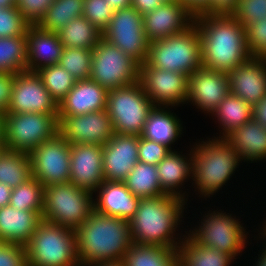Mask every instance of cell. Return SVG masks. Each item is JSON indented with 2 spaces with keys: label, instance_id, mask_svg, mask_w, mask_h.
<instances>
[{
  "label": "cell",
  "instance_id": "c3c4849f",
  "mask_svg": "<svg viewBox=\"0 0 266 266\" xmlns=\"http://www.w3.org/2000/svg\"><path fill=\"white\" fill-rule=\"evenodd\" d=\"M237 7V0H209L208 9L202 15H231Z\"/></svg>",
  "mask_w": 266,
  "mask_h": 266
},
{
  "label": "cell",
  "instance_id": "52a82bcc",
  "mask_svg": "<svg viewBox=\"0 0 266 266\" xmlns=\"http://www.w3.org/2000/svg\"><path fill=\"white\" fill-rule=\"evenodd\" d=\"M92 194L70 181L45 186L42 220L76 230L94 210Z\"/></svg>",
  "mask_w": 266,
  "mask_h": 266
},
{
  "label": "cell",
  "instance_id": "db71d44e",
  "mask_svg": "<svg viewBox=\"0 0 266 266\" xmlns=\"http://www.w3.org/2000/svg\"><path fill=\"white\" fill-rule=\"evenodd\" d=\"M114 11L131 6V0H105Z\"/></svg>",
  "mask_w": 266,
  "mask_h": 266
},
{
  "label": "cell",
  "instance_id": "f1b7e54d",
  "mask_svg": "<svg viewBox=\"0 0 266 266\" xmlns=\"http://www.w3.org/2000/svg\"><path fill=\"white\" fill-rule=\"evenodd\" d=\"M122 261L125 266H178V251L164 246L133 242Z\"/></svg>",
  "mask_w": 266,
  "mask_h": 266
},
{
  "label": "cell",
  "instance_id": "11a10c76",
  "mask_svg": "<svg viewBox=\"0 0 266 266\" xmlns=\"http://www.w3.org/2000/svg\"><path fill=\"white\" fill-rule=\"evenodd\" d=\"M5 129H4V115L0 113V149H4Z\"/></svg>",
  "mask_w": 266,
  "mask_h": 266
},
{
  "label": "cell",
  "instance_id": "83f0119b",
  "mask_svg": "<svg viewBox=\"0 0 266 266\" xmlns=\"http://www.w3.org/2000/svg\"><path fill=\"white\" fill-rule=\"evenodd\" d=\"M177 154L175 151H170L166 157L161 160L157 166L158 178L161 189L169 195L177 196L184 199V195L176 192V187L182 185L183 181L193 174V157L189 160ZM188 161V162H187ZM190 161V162H189Z\"/></svg>",
  "mask_w": 266,
  "mask_h": 266
},
{
  "label": "cell",
  "instance_id": "8d00e7d4",
  "mask_svg": "<svg viewBox=\"0 0 266 266\" xmlns=\"http://www.w3.org/2000/svg\"><path fill=\"white\" fill-rule=\"evenodd\" d=\"M44 186L33 176L12 189L9 205L17 210L43 213Z\"/></svg>",
  "mask_w": 266,
  "mask_h": 266
},
{
  "label": "cell",
  "instance_id": "3957f363",
  "mask_svg": "<svg viewBox=\"0 0 266 266\" xmlns=\"http://www.w3.org/2000/svg\"><path fill=\"white\" fill-rule=\"evenodd\" d=\"M184 202L185 199L169 194L140 199L135 215L129 220L133 242L177 249L179 243L172 235Z\"/></svg>",
  "mask_w": 266,
  "mask_h": 266
},
{
  "label": "cell",
  "instance_id": "1f68e13d",
  "mask_svg": "<svg viewBox=\"0 0 266 266\" xmlns=\"http://www.w3.org/2000/svg\"><path fill=\"white\" fill-rule=\"evenodd\" d=\"M32 177L30 155L25 152L0 149V182L11 189Z\"/></svg>",
  "mask_w": 266,
  "mask_h": 266
},
{
  "label": "cell",
  "instance_id": "484cf974",
  "mask_svg": "<svg viewBox=\"0 0 266 266\" xmlns=\"http://www.w3.org/2000/svg\"><path fill=\"white\" fill-rule=\"evenodd\" d=\"M224 139L242 160L256 161L266 158V127L254 118L236 128Z\"/></svg>",
  "mask_w": 266,
  "mask_h": 266
},
{
  "label": "cell",
  "instance_id": "680465c9",
  "mask_svg": "<svg viewBox=\"0 0 266 266\" xmlns=\"http://www.w3.org/2000/svg\"><path fill=\"white\" fill-rule=\"evenodd\" d=\"M256 266H266V250L262 253L261 257L258 259Z\"/></svg>",
  "mask_w": 266,
  "mask_h": 266
},
{
  "label": "cell",
  "instance_id": "e0dca14e",
  "mask_svg": "<svg viewBox=\"0 0 266 266\" xmlns=\"http://www.w3.org/2000/svg\"><path fill=\"white\" fill-rule=\"evenodd\" d=\"M103 149L95 144H70L69 181L91 193L104 182Z\"/></svg>",
  "mask_w": 266,
  "mask_h": 266
},
{
  "label": "cell",
  "instance_id": "5b68a950",
  "mask_svg": "<svg viewBox=\"0 0 266 266\" xmlns=\"http://www.w3.org/2000/svg\"><path fill=\"white\" fill-rule=\"evenodd\" d=\"M145 63L161 70L189 76L202 66L200 32L193 22L184 32L150 42Z\"/></svg>",
  "mask_w": 266,
  "mask_h": 266
},
{
  "label": "cell",
  "instance_id": "ac0fdd59",
  "mask_svg": "<svg viewBox=\"0 0 266 266\" xmlns=\"http://www.w3.org/2000/svg\"><path fill=\"white\" fill-rule=\"evenodd\" d=\"M194 17L181 1H165L143 16L144 32L150 42L165 39L184 32L193 24Z\"/></svg>",
  "mask_w": 266,
  "mask_h": 266
},
{
  "label": "cell",
  "instance_id": "9c48e42d",
  "mask_svg": "<svg viewBox=\"0 0 266 266\" xmlns=\"http://www.w3.org/2000/svg\"><path fill=\"white\" fill-rule=\"evenodd\" d=\"M58 124V118L54 114L5 113L4 148L30 154L58 133Z\"/></svg>",
  "mask_w": 266,
  "mask_h": 266
},
{
  "label": "cell",
  "instance_id": "d6a6232c",
  "mask_svg": "<svg viewBox=\"0 0 266 266\" xmlns=\"http://www.w3.org/2000/svg\"><path fill=\"white\" fill-rule=\"evenodd\" d=\"M58 36L64 48L72 47L93 50L102 38V32L84 16H81L68 22L58 32Z\"/></svg>",
  "mask_w": 266,
  "mask_h": 266
},
{
  "label": "cell",
  "instance_id": "8fae6325",
  "mask_svg": "<svg viewBox=\"0 0 266 266\" xmlns=\"http://www.w3.org/2000/svg\"><path fill=\"white\" fill-rule=\"evenodd\" d=\"M102 37L143 64L150 41L144 32L143 16L132 6L116 10Z\"/></svg>",
  "mask_w": 266,
  "mask_h": 266
},
{
  "label": "cell",
  "instance_id": "7dc6e473",
  "mask_svg": "<svg viewBox=\"0 0 266 266\" xmlns=\"http://www.w3.org/2000/svg\"><path fill=\"white\" fill-rule=\"evenodd\" d=\"M15 80L14 73L0 72V113H7Z\"/></svg>",
  "mask_w": 266,
  "mask_h": 266
},
{
  "label": "cell",
  "instance_id": "836d02e7",
  "mask_svg": "<svg viewBox=\"0 0 266 266\" xmlns=\"http://www.w3.org/2000/svg\"><path fill=\"white\" fill-rule=\"evenodd\" d=\"M223 127V138L253 118V107L238 96L229 93L213 110ZM225 133V134H224Z\"/></svg>",
  "mask_w": 266,
  "mask_h": 266
},
{
  "label": "cell",
  "instance_id": "f5cc1de1",
  "mask_svg": "<svg viewBox=\"0 0 266 266\" xmlns=\"http://www.w3.org/2000/svg\"><path fill=\"white\" fill-rule=\"evenodd\" d=\"M12 189L0 182V208L9 205Z\"/></svg>",
  "mask_w": 266,
  "mask_h": 266
},
{
  "label": "cell",
  "instance_id": "60d3db41",
  "mask_svg": "<svg viewBox=\"0 0 266 266\" xmlns=\"http://www.w3.org/2000/svg\"><path fill=\"white\" fill-rule=\"evenodd\" d=\"M83 14L100 32L109 26L114 9L105 0H84Z\"/></svg>",
  "mask_w": 266,
  "mask_h": 266
},
{
  "label": "cell",
  "instance_id": "816d5d0a",
  "mask_svg": "<svg viewBox=\"0 0 266 266\" xmlns=\"http://www.w3.org/2000/svg\"><path fill=\"white\" fill-rule=\"evenodd\" d=\"M253 118L266 127V96L253 106Z\"/></svg>",
  "mask_w": 266,
  "mask_h": 266
},
{
  "label": "cell",
  "instance_id": "4dcf8cb0",
  "mask_svg": "<svg viewBox=\"0 0 266 266\" xmlns=\"http://www.w3.org/2000/svg\"><path fill=\"white\" fill-rule=\"evenodd\" d=\"M123 182L140 199L166 195L160 187L156 165L138 161Z\"/></svg>",
  "mask_w": 266,
  "mask_h": 266
},
{
  "label": "cell",
  "instance_id": "bcb514c9",
  "mask_svg": "<svg viewBox=\"0 0 266 266\" xmlns=\"http://www.w3.org/2000/svg\"><path fill=\"white\" fill-rule=\"evenodd\" d=\"M0 266H28L25 246L0 242Z\"/></svg>",
  "mask_w": 266,
  "mask_h": 266
},
{
  "label": "cell",
  "instance_id": "7c38bea8",
  "mask_svg": "<svg viewBox=\"0 0 266 266\" xmlns=\"http://www.w3.org/2000/svg\"><path fill=\"white\" fill-rule=\"evenodd\" d=\"M32 176L44 187L69 182L70 143L59 133L30 154Z\"/></svg>",
  "mask_w": 266,
  "mask_h": 266
},
{
  "label": "cell",
  "instance_id": "d590c367",
  "mask_svg": "<svg viewBox=\"0 0 266 266\" xmlns=\"http://www.w3.org/2000/svg\"><path fill=\"white\" fill-rule=\"evenodd\" d=\"M27 66V33L0 38V72L21 73Z\"/></svg>",
  "mask_w": 266,
  "mask_h": 266
},
{
  "label": "cell",
  "instance_id": "6da1fadb",
  "mask_svg": "<svg viewBox=\"0 0 266 266\" xmlns=\"http://www.w3.org/2000/svg\"><path fill=\"white\" fill-rule=\"evenodd\" d=\"M194 23L200 32L203 67L228 73L250 58L245 27L232 15H197Z\"/></svg>",
  "mask_w": 266,
  "mask_h": 266
},
{
  "label": "cell",
  "instance_id": "f6af8a7d",
  "mask_svg": "<svg viewBox=\"0 0 266 266\" xmlns=\"http://www.w3.org/2000/svg\"><path fill=\"white\" fill-rule=\"evenodd\" d=\"M54 0H16V7L24 18L36 25Z\"/></svg>",
  "mask_w": 266,
  "mask_h": 266
},
{
  "label": "cell",
  "instance_id": "e575fe53",
  "mask_svg": "<svg viewBox=\"0 0 266 266\" xmlns=\"http://www.w3.org/2000/svg\"><path fill=\"white\" fill-rule=\"evenodd\" d=\"M83 4L84 0H54L36 25L58 33L68 22L82 16Z\"/></svg>",
  "mask_w": 266,
  "mask_h": 266
},
{
  "label": "cell",
  "instance_id": "8992f818",
  "mask_svg": "<svg viewBox=\"0 0 266 266\" xmlns=\"http://www.w3.org/2000/svg\"><path fill=\"white\" fill-rule=\"evenodd\" d=\"M199 144L192 150L193 175L200 193L204 197L220 189L237 168L240 156L221 137ZM239 161V162H238Z\"/></svg>",
  "mask_w": 266,
  "mask_h": 266
},
{
  "label": "cell",
  "instance_id": "91938a15",
  "mask_svg": "<svg viewBox=\"0 0 266 266\" xmlns=\"http://www.w3.org/2000/svg\"><path fill=\"white\" fill-rule=\"evenodd\" d=\"M263 232H265V234H264V236L266 235V226L264 227V231Z\"/></svg>",
  "mask_w": 266,
  "mask_h": 266
},
{
  "label": "cell",
  "instance_id": "ba28073f",
  "mask_svg": "<svg viewBox=\"0 0 266 266\" xmlns=\"http://www.w3.org/2000/svg\"><path fill=\"white\" fill-rule=\"evenodd\" d=\"M154 107L139 81L108 91L106 110L114 133L141 136L148 115Z\"/></svg>",
  "mask_w": 266,
  "mask_h": 266
},
{
  "label": "cell",
  "instance_id": "44dd1931",
  "mask_svg": "<svg viewBox=\"0 0 266 266\" xmlns=\"http://www.w3.org/2000/svg\"><path fill=\"white\" fill-rule=\"evenodd\" d=\"M227 74L230 93L252 107L266 96V58L250 57Z\"/></svg>",
  "mask_w": 266,
  "mask_h": 266
},
{
  "label": "cell",
  "instance_id": "74e56055",
  "mask_svg": "<svg viewBox=\"0 0 266 266\" xmlns=\"http://www.w3.org/2000/svg\"><path fill=\"white\" fill-rule=\"evenodd\" d=\"M36 73L58 104L74 87L76 82V79L59 64L43 67Z\"/></svg>",
  "mask_w": 266,
  "mask_h": 266
},
{
  "label": "cell",
  "instance_id": "b9f144b4",
  "mask_svg": "<svg viewBox=\"0 0 266 266\" xmlns=\"http://www.w3.org/2000/svg\"><path fill=\"white\" fill-rule=\"evenodd\" d=\"M231 15L246 28L258 19H266V0H237V7Z\"/></svg>",
  "mask_w": 266,
  "mask_h": 266
},
{
  "label": "cell",
  "instance_id": "5bb4252c",
  "mask_svg": "<svg viewBox=\"0 0 266 266\" xmlns=\"http://www.w3.org/2000/svg\"><path fill=\"white\" fill-rule=\"evenodd\" d=\"M138 81L154 106H175L187 100L189 76L181 72L161 70L143 63L139 66Z\"/></svg>",
  "mask_w": 266,
  "mask_h": 266
},
{
  "label": "cell",
  "instance_id": "7bdbcfd3",
  "mask_svg": "<svg viewBox=\"0 0 266 266\" xmlns=\"http://www.w3.org/2000/svg\"><path fill=\"white\" fill-rule=\"evenodd\" d=\"M245 30L250 57L266 58V19H258Z\"/></svg>",
  "mask_w": 266,
  "mask_h": 266
},
{
  "label": "cell",
  "instance_id": "d4e9b609",
  "mask_svg": "<svg viewBox=\"0 0 266 266\" xmlns=\"http://www.w3.org/2000/svg\"><path fill=\"white\" fill-rule=\"evenodd\" d=\"M42 221V214L17 210L11 205L0 208V242L25 246Z\"/></svg>",
  "mask_w": 266,
  "mask_h": 266
},
{
  "label": "cell",
  "instance_id": "f907efd6",
  "mask_svg": "<svg viewBox=\"0 0 266 266\" xmlns=\"http://www.w3.org/2000/svg\"><path fill=\"white\" fill-rule=\"evenodd\" d=\"M194 15H202L208 9L209 0H180Z\"/></svg>",
  "mask_w": 266,
  "mask_h": 266
},
{
  "label": "cell",
  "instance_id": "7a4b0ae2",
  "mask_svg": "<svg viewBox=\"0 0 266 266\" xmlns=\"http://www.w3.org/2000/svg\"><path fill=\"white\" fill-rule=\"evenodd\" d=\"M75 232L82 266L122 260L133 243L129 221L95 210Z\"/></svg>",
  "mask_w": 266,
  "mask_h": 266
},
{
  "label": "cell",
  "instance_id": "ffe728a7",
  "mask_svg": "<svg viewBox=\"0 0 266 266\" xmlns=\"http://www.w3.org/2000/svg\"><path fill=\"white\" fill-rule=\"evenodd\" d=\"M230 93L228 74L203 66L189 75L188 97L201 110L212 113Z\"/></svg>",
  "mask_w": 266,
  "mask_h": 266
},
{
  "label": "cell",
  "instance_id": "4316f807",
  "mask_svg": "<svg viewBox=\"0 0 266 266\" xmlns=\"http://www.w3.org/2000/svg\"><path fill=\"white\" fill-rule=\"evenodd\" d=\"M181 129L179 119L173 113L155 106L148 115L141 136L171 150L169 145L179 137Z\"/></svg>",
  "mask_w": 266,
  "mask_h": 266
},
{
  "label": "cell",
  "instance_id": "f35d334b",
  "mask_svg": "<svg viewBox=\"0 0 266 266\" xmlns=\"http://www.w3.org/2000/svg\"><path fill=\"white\" fill-rule=\"evenodd\" d=\"M93 50L82 48H63L59 65L66 69L76 80L90 78Z\"/></svg>",
  "mask_w": 266,
  "mask_h": 266
},
{
  "label": "cell",
  "instance_id": "d6986e66",
  "mask_svg": "<svg viewBox=\"0 0 266 266\" xmlns=\"http://www.w3.org/2000/svg\"><path fill=\"white\" fill-rule=\"evenodd\" d=\"M138 135L114 133L103 146V172L106 181L123 182L138 159Z\"/></svg>",
  "mask_w": 266,
  "mask_h": 266
},
{
  "label": "cell",
  "instance_id": "9f6ffc18",
  "mask_svg": "<svg viewBox=\"0 0 266 266\" xmlns=\"http://www.w3.org/2000/svg\"><path fill=\"white\" fill-rule=\"evenodd\" d=\"M92 266H125V265L122 260H118V261L102 262L94 264Z\"/></svg>",
  "mask_w": 266,
  "mask_h": 266
},
{
  "label": "cell",
  "instance_id": "7402d4cb",
  "mask_svg": "<svg viewBox=\"0 0 266 266\" xmlns=\"http://www.w3.org/2000/svg\"><path fill=\"white\" fill-rule=\"evenodd\" d=\"M108 91L91 79L76 80L74 87L58 104V122L64 116H78L106 109Z\"/></svg>",
  "mask_w": 266,
  "mask_h": 266
},
{
  "label": "cell",
  "instance_id": "9a60e30c",
  "mask_svg": "<svg viewBox=\"0 0 266 266\" xmlns=\"http://www.w3.org/2000/svg\"><path fill=\"white\" fill-rule=\"evenodd\" d=\"M33 112L54 114L58 118V103L36 72L16 73L7 113Z\"/></svg>",
  "mask_w": 266,
  "mask_h": 266
},
{
  "label": "cell",
  "instance_id": "ab89813d",
  "mask_svg": "<svg viewBox=\"0 0 266 266\" xmlns=\"http://www.w3.org/2000/svg\"><path fill=\"white\" fill-rule=\"evenodd\" d=\"M30 25L16 6L0 8V38L22 36Z\"/></svg>",
  "mask_w": 266,
  "mask_h": 266
},
{
  "label": "cell",
  "instance_id": "ee69618b",
  "mask_svg": "<svg viewBox=\"0 0 266 266\" xmlns=\"http://www.w3.org/2000/svg\"><path fill=\"white\" fill-rule=\"evenodd\" d=\"M170 151L172 150L165 145L139 136L138 159L140 162L157 165Z\"/></svg>",
  "mask_w": 266,
  "mask_h": 266
},
{
  "label": "cell",
  "instance_id": "30bf717a",
  "mask_svg": "<svg viewBox=\"0 0 266 266\" xmlns=\"http://www.w3.org/2000/svg\"><path fill=\"white\" fill-rule=\"evenodd\" d=\"M140 64L103 37L93 49L90 78L102 87L115 89L139 79Z\"/></svg>",
  "mask_w": 266,
  "mask_h": 266
},
{
  "label": "cell",
  "instance_id": "277c9868",
  "mask_svg": "<svg viewBox=\"0 0 266 266\" xmlns=\"http://www.w3.org/2000/svg\"><path fill=\"white\" fill-rule=\"evenodd\" d=\"M28 266H81L74 229L42 220L25 245Z\"/></svg>",
  "mask_w": 266,
  "mask_h": 266
},
{
  "label": "cell",
  "instance_id": "603a6c76",
  "mask_svg": "<svg viewBox=\"0 0 266 266\" xmlns=\"http://www.w3.org/2000/svg\"><path fill=\"white\" fill-rule=\"evenodd\" d=\"M63 48L58 33L30 25L27 30L26 71L36 72L43 67L58 64Z\"/></svg>",
  "mask_w": 266,
  "mask_h": 266
},
{
  "label": "cell",
  "instance_id": "2e32d148",
  "mask_svg": "<svg viewBox=\"0 0 266 266\" xmlns=\"http://www.w3.org/2000/svg\"><path fill=\"white\" fill-rule=\"evenodd\" d=\"M58 133L70 144L103 146L114 135L113 124L106 109L78 116H64Z\"/></svg>",
  "mask_w": 266,
  "mask_h": 266
},
{
  "label": "cell",
  "instance_id": "cb8c5ba5",
  "mask_svg": "<svg viewBox=\"0 0 266 266\" xmlns=\"http://www.w3.org/2000/svg\"><path fill=\"white\" fill-rule=\"evenodd\" d=\"M99 200L94 201L98 213L131 220L135 215L140 198L133 195L121 181H106L98 187Z\"/></svg>",
  "mask_w": 266,
  "mask_h": 266
},
{
  "label": "cell",
  "instance_id": "681fc988",
  "mask_svg": "<svg viewBox=\"0 0 266 266\" xmlns=\"http://www.w3.org/2000/svg\"><path fill=\"white\" fill-rule=\"evenodd\" d=\"M165 0H131V6L142 16L161 6Z\"/></svg>",
  "mask_w": 266,
  "mask_h": 266
},
{
  "label": "cell",
  "instance_id": "4fadbf2b",
  "mask_svg": "<svg viewBox=\"0 0 266 266\" xmlns=\"http://www.w3.org/2000/svg\"><path fill=\"white\" fill-rule=\"evenodd\" d=\"M225 213L214 212L203 220V226L191 234L201 246L218 249L235 257L245 247V230L241 224Z\"/></svg>",
  "mask_w": 266,
  "mask_h": 266
},
{
  "label": "cell",
  "instance_id": "6f0895ef",
  "mask_svg": "<svg viewBox=\"0 0 266 266\" xmlns=\"http://www.w3.org/2000/svg\"><path fill=\"white\" fill-rule=\"evenodd\" d=\"M16 0H0V8L15 7Z\"/></svg>",
  "mask_w": 266,
  "mask_h": 266
},
{
  "label": "cell",
  "instance_id": "f546056e",
  "mask_svg": "<svg viewBox=\"0 0 266 266\" xmlns=\"http://www.w3.org/2000/svg\"><path fill=\"white\" fill-rule=\"evenodd\" d=\"M184 240L177 248L178 266H229L233 259L218 249L201 246L191 236Z\"/></svg>",
  "mask_w": 266,
  "mask_h": 266
}]
</instances>
